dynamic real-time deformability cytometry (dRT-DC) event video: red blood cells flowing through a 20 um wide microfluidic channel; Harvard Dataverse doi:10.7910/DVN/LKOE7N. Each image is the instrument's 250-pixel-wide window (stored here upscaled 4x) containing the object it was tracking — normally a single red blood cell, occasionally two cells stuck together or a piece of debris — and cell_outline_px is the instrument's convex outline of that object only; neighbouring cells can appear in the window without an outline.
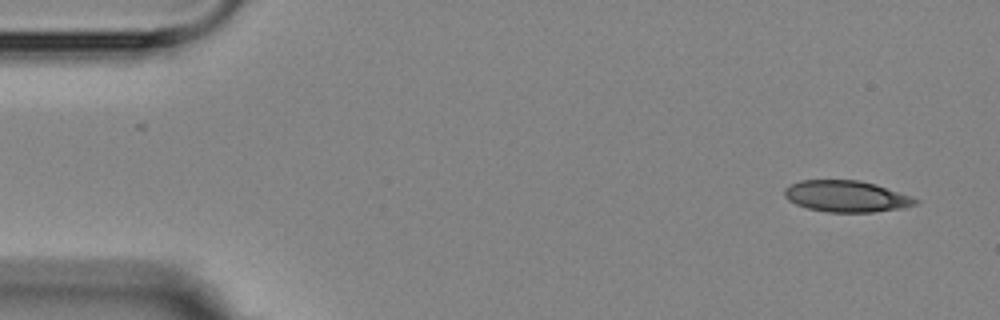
{"species": "Egyptian fruit bat (a non-hibernating species)", "species_latin": "Rousettus aegyptiacus", "temperature_condition": "room temperature", "stored_images_in_passage": 6, "camera_frame_rate_fps": 3000, "um_per_image_px": 0.085, "animal": {"sex": "female"}, "frame": {"image": 1, "passage_image": 1, "time_ms": 0.0, "image_size_px": [1000, 320], "cell_outline_px": [[920, 200], [916, 204], [900, 208], [872, 212], [828, 212], [808, 208], [796, 204], [788, 200], [784, 196], [784, 188], [788, 184], [800, 180], [860, 180], [876, 184], [912, 196]], "centroid_in_image_um": [71.91, 16.67], "position_along_channel_um": 13.1, "area_um2": 24.04}}
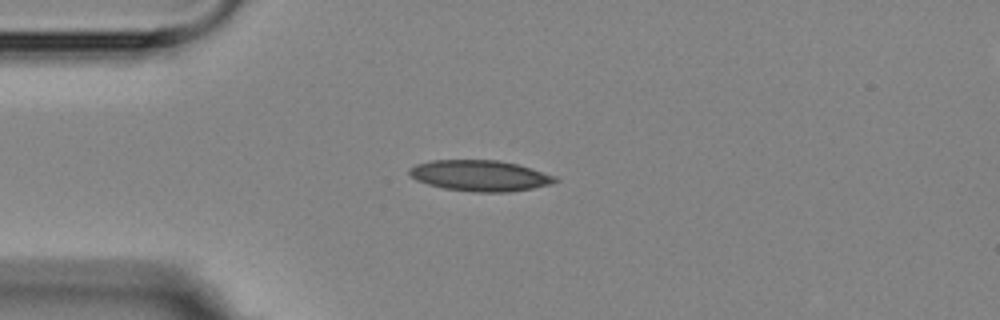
{"frame": {"image": 2, "passage_image": 4, "time_ms": 3.333, "image_size_px": [1000, 320], "cell_outline_px": [[560, 180], [552, 184], [532, 188], [508, 192], [476, 192], [444, 188], [428, 184], [416, 180], [408, 172], [408, 168], [416, 164], [432, 160], [496, 160], [516, 164], [556, 176]], "centroid_in_image_um": [40.79, 14.93], "position_along_channel_um": 44.2, "area_um2": 26.13}}
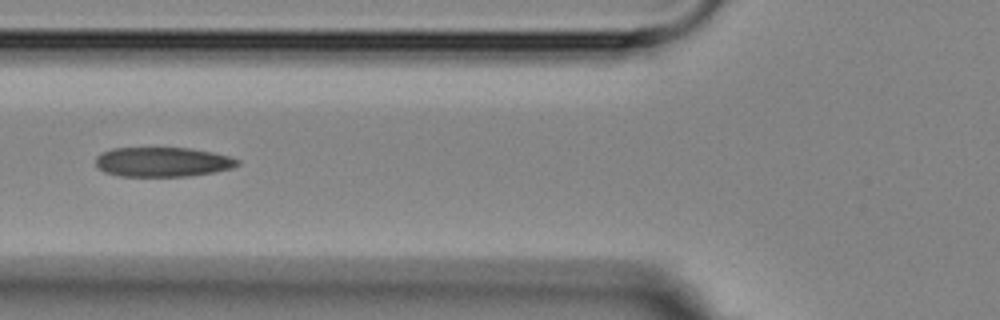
{"frame": {"image": 3, "passage_image": 6, "time_ms": 5.667, "image_size_px": [1000, 320], "cell_outline_px": [[240, 164], [232, 168], [212, 172], [188, 176], [120, 176], [104, 172], [96, 164], [96, 156], [112, 148], [188, 148], [212, 152], [228, 156], [240, 160]], "centroid_in_image_um": [13.82, 13.76], "position_along_channel_um": 112.0, "area_um2": 24.28}}